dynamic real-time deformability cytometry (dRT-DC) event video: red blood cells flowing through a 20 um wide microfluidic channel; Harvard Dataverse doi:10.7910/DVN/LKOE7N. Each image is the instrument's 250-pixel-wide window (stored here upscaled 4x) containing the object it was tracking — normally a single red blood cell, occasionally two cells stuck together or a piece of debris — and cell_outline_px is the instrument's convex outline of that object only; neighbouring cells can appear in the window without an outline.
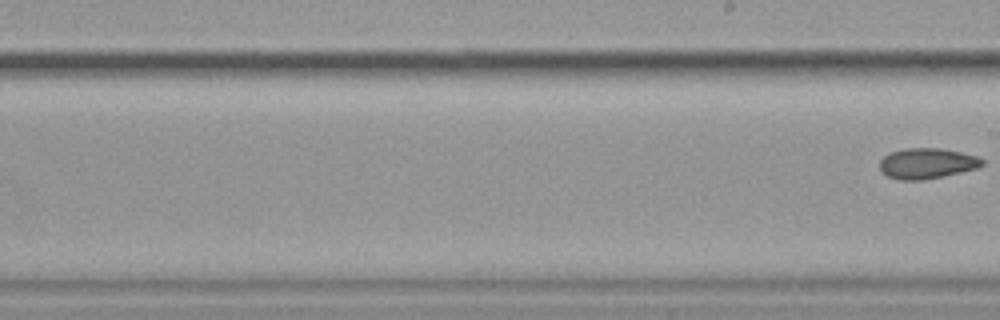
{"species": "common noctule bat (a hibernating species)", "species_latin": "Nyctalus noctula", "temperature_condition": "cold", "stored_images_in_passage": 10, "segment_of_instrument_passage": [2, 2], "camera_frame_rate_fps": 3000, "um_per_image_px": 0.085, "animal": {"sex": "female", "body_mass_g": 19.9}, "frame": {"image": 1, "passage_image": 10, "time_ms": 11.333, "image_size_px": [1000, 320], "cell_outline_px": [[984, 164], [976, 168], [960, 172], [924, 180], [900, 180], [888, 176], [880, 168], [880, 160], [884, 156], [892, 152], [904, 148], [940, 148], [980, 156], [984, 160]], "centroid_in_image_um": [78.81, 13.88], "position_along_channel_um": 210.2, "area_um2": 18.15}}